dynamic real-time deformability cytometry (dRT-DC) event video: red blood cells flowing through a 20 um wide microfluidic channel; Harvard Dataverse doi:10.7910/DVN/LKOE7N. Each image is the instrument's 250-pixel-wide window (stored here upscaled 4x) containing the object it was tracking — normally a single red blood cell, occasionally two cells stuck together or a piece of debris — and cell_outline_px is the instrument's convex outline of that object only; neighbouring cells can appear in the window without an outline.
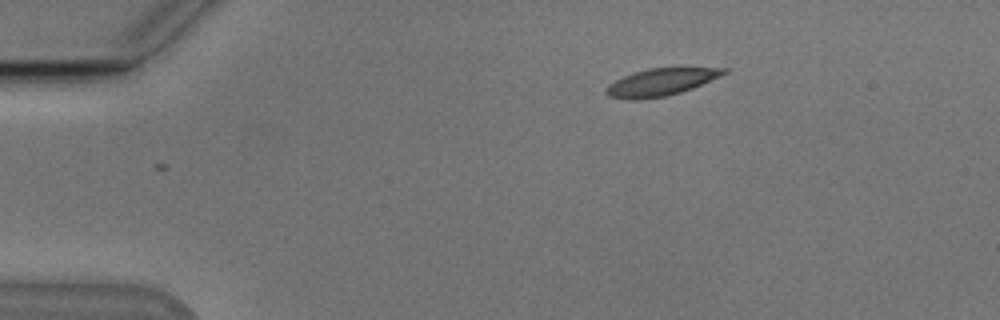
{"species": "Egyptian fruit bat (a non-hibernating species)", "species_latin": "Rousettus aegyptiacus", "temperature_condition": "cold", "stored_images_in_passage": 46, "camera_frame_rate_fps": 3000, "um_per_image_px": 0.085, "animal": {"sex": "male"}, "frame": {"image": 1, "passage_image": 1, "time_ms": 0.0, "image_size_px": [1000, 320], "cell_outline_px": [[728, 72], [720, 76], [692, 88], [680, 92], [664, 96], [636, 100], [628, 100], [608, 96], [604, 92], [604, 88], [608, 84], [624, 76], [648, 68], [728, 68]], "centroid_in_image_um": [56.12, 6.99], "position_along_channel_um": 28.9, "area_um2": 18.5}}
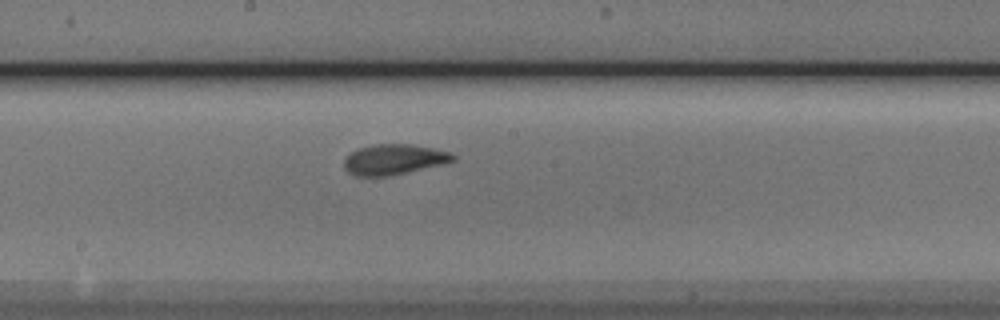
{"frame": {"image": 2, "passage_image": 21, "time_ms": 6.667, "image_size_px": [1000, 320], "cell_outline_px": [[456, 160], [440, 164], [404, 172], [384, 176], [356, 176], [348, 172], [344, 168], [344, 160], [352, 152], [360, 148], [376, 144], [412, 144], [452, 152], [456, 156]], "centroid_in_image_um": [33.48, 13.54], "position_along_channel_um": 214.7, "area_um2": 18.9}}
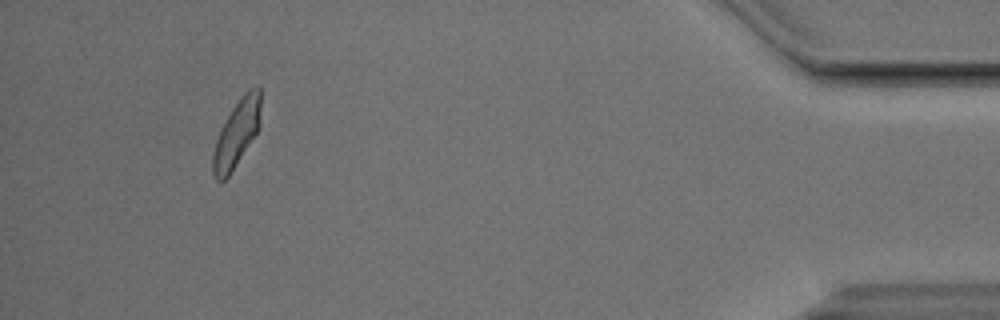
{"frame": {"image": 3, "passage_image": 42, "time_ms": 13.667, "image_size_px": [1000, 320], "cell_outline_px": [[260, 124], [256, 132], [228, 176], [224, 180], [216, 180], [212, 172], [212, 156], [216, 140], [220, 128], [232, 108], [244, 92], [248, 88], [256, 84], [260, 88]], "centroid_in_image_um": [20.11, 11.28], "position_along_channel_um": 415.1, "area_um2": 18.38}, "authors_computed_cell_mechanics": {"area_um2": 18.9873, "velocity_mm_per_s": 3.7971, "shape_relaxation_time_tau1_ms": 4.1738, "shape_relaxation_time_tau2_ms": 1.4897, "deformation_change_tau1": 0.1524, "deformation_change_tau2": 0.071}}